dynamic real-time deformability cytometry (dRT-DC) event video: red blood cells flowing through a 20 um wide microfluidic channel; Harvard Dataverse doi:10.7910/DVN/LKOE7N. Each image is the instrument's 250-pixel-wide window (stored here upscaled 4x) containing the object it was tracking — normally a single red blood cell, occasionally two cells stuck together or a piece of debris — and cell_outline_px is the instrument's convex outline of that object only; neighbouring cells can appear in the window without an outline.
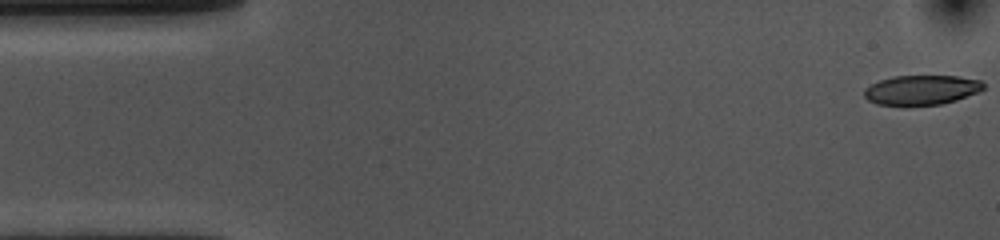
{"species": "common noctule bat (a hibernating species)", "species_latin": "Nyctalus noctula", "temperature_condition": "cold", "stored_images_in_passage": 43, "camera_frame_rate_fps": 3000, "um_per_image_px": 0.085, "animal": {"sex": "female", "body_mass_g": 10.0, "forearm_length_mm": 53.1}, "frame": {"image": 1, "passage_image": 1, "time_ms": 0.0, "image_size_px": [1000, 240], "cell_outline_px": [[984, 88], [980, 92], [956, 100], [940, 104], [876, 104], [868, 100], [864, 96], [864, 88], [880, 80], [892, 76], [956, 76], [980, 80], [984, 84]], "centroid_in_image_um": [78.34, 7.63], "position_along_channel_um": 6.7, "area_um2": 20.35}}
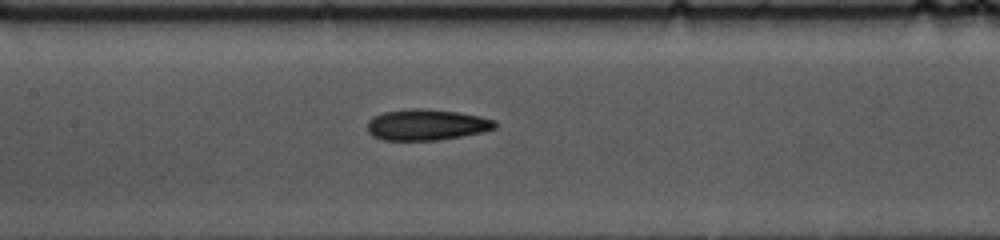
{"frame": {"image": 2, "passage_image": 24, "time_ms": 7.667, "image_size_px": [1000, 240], "cell_outline_px": [[496, 128], [480, 132], [460, 136], [436, 140], [384, 140], [372, 136], [368, 132], [368, 120], [372, 116], [384, 112], [412, 108], [424, 108], [460, 112], [480, 116], [496, 120]], "centroid_in_image_um": [36.24, 10.59], "position_along_channel_um": 171.2, "area_um2": 23.12}}
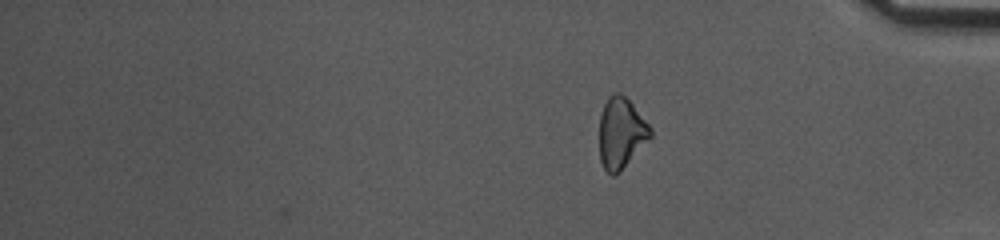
{"frame": {"image": 3, "passage_image": 43, "time_ms": 14.0, "image_size_px": [1000, 240], "cell_outline_px": [[652, 136], [620, 172], [616, 176], [612, 176], [604, 168], [600, 160], [600, 116], [604, 104], [608, 96], [612, 92], [620, 92], [632, 104], [652, 128]], "centroid_in_image_um": [52.79, 11.31], "position_along_channel_um": 382.4, "area_um2": 21.04}, "authors_computed_cell_mechanics": {"area_um2": 22.253, "velocity_mm_per_s": 3.6242, "shape_relaxation_time_tau1_ms": 3.4344, "shape_relaxation_time_tau2_ms": 7.5254, "deformation_change_tau1": 0.1449, "deformation_change_tau2": 0.1751}}